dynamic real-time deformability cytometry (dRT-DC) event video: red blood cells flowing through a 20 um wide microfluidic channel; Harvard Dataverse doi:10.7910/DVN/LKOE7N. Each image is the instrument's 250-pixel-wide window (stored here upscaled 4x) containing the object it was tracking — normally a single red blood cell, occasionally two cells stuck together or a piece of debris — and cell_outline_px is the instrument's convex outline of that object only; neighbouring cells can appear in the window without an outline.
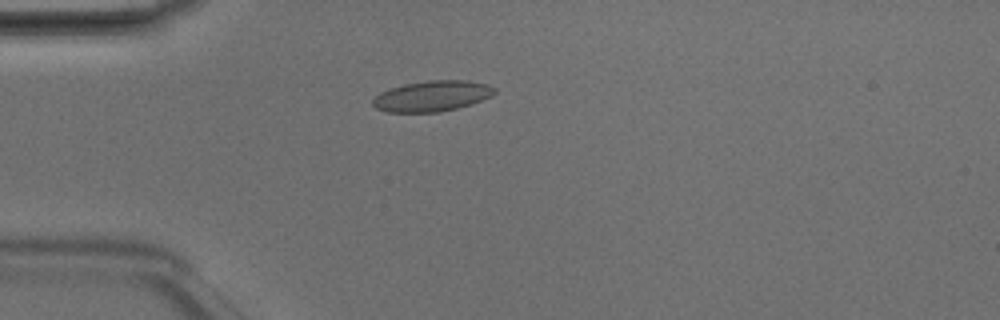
{"species": "Egyptian fruit bat (a non-hibernating species)", "species_latin": "Rousettus aegyptiacus", "temperature_condition": "room temperature", "stored_images_in_passage": 2, "camera_frame_rate_fps": 3000, "um_per_image_px": 0.085, "animal": {"sex": "male"}, "frame": {"image": 1, "passage_image": 1, "time_ms": 0.0, "image_size_px": [1000, 320], "cell_outline_px": [[496, 92], [492, 96], [456, 108], [440, 112], [388, 112], [376, 108], [372, 104], [372, 100], [380, 92], [404, 84], [428, 80], [464, 80], [488, 84], [496, 88]], "centroid_in_image_um": [36.72, 8.16], "position_along_channel_um": 48.3, "area_um2": 21.62}}